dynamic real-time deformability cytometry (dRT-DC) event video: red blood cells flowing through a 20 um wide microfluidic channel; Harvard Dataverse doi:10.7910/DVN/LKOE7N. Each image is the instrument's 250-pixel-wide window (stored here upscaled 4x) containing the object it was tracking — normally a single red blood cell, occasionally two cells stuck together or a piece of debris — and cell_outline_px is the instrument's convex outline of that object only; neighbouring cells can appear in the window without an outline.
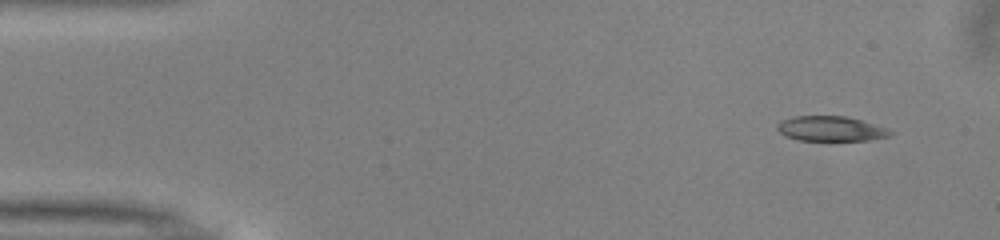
{"species": "common noctule bat (a hibernating species)", "species_latin": "Nyctalus noctula", "temperature_condition": "warm", "stored_images_in_passage": 47, "camera_frame_rate_fps": 3000, "um_per_image_px": 0.085, "animal": {"sex": "male", "body_mass_g": 13.0, "forearm_length_mm": 53.1}, "frame": {"image": 1, "passage_image": 1, "time_ms": 0.0, "image_size_px": [1000, 240], "cell_outline_px": [[896, 132], [888, 136], [868, 140], [800, 140], [784, 136], [776, 128], [776, 124], [780, 120], [792, 116], [844, 116], [876, 124], [888, 128]], "centroid_in_image_um": [70.6, 10.93], "position_along_channel_um": 14.4, "area_um2": 16.53}}
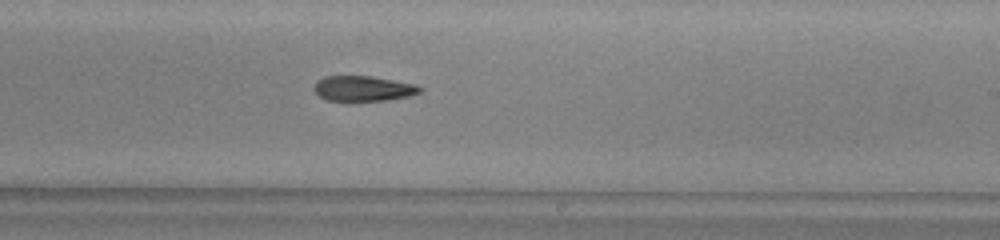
{"frame": {"image": 2, "passage_image": 27, "time_ms": 8.667, "image_size_px": [1000, 240], "cell_outline_px": [[424, 88], [420, 92], [408, 96], [388, 100], [324, 100], [312, 88], [316, 80], [324, 76], [372, 76], [416, 84]], "centroid_in_image_um": [30.86, 7.51], "position_along_channel_um": 258.1, "area_um2": 15.61}}
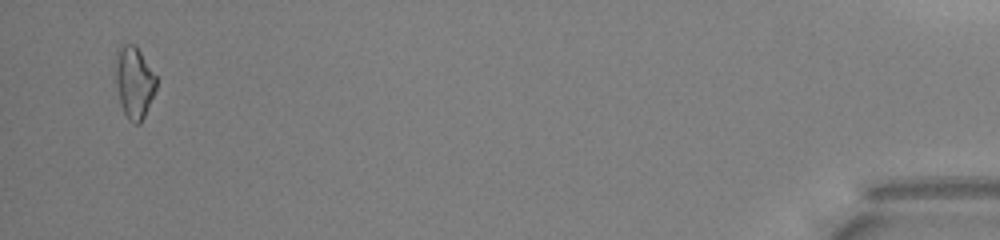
{"frame": {"image": 3, "passage_image": 46, "time_ms": 15.0, "image_size_px": [1000, 240], "cell_outline_px": [[156, 88], [144, 116], [140, 124], [136, 124], [128, 120], [120, 104], [116, 84], [116, 52], [120, 44], [136, 44], [156, 76]], "centroid_in_image_um": [11.39, 6.97], "position_along_channel_um": 423.8, "area_um2": 16.99}, "authors_computed_cell_mechanics": {"area_um2": 16.5886, "velocity_mm_per_s": 4.0403, "shape_relaxation_time_tau1_ms": 5.6338, "shape_relaxation_time_tau2_ms": null, "deformation_change_tau1": 0.1782, "deformation_change_tau2": null}}